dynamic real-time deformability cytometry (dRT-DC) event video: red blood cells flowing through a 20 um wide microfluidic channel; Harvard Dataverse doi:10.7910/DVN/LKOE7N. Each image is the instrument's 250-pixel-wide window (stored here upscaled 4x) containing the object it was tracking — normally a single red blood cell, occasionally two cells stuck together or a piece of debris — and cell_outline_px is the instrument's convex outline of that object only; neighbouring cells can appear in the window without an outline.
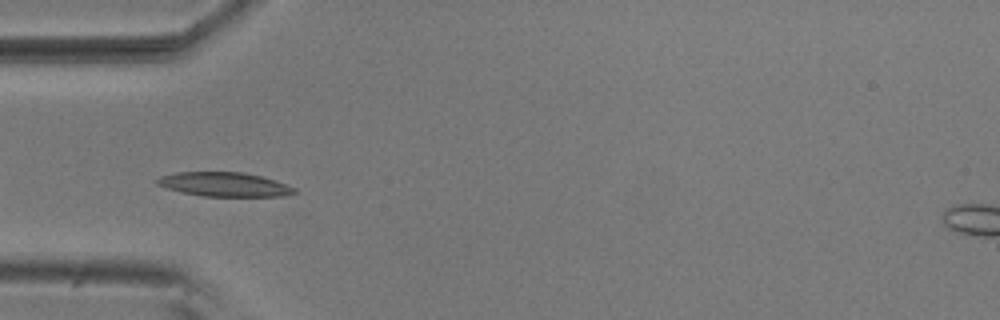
{"species": "common noctule bat (a hibernating species)", "species_latin": "Nyctalus noctula", "temperature_condition": "room temperature", "stored_images_in_passage": 7, "camera_frame_rate_fps": 3000, "um_per_image_px": 0.085, "animal": {"sex": "male", "body_mass_g": 20.5, "forearm_length_mm": 52.5}, "frame": {"image": 1, "passage_image": 5, "time_ms": 1.333, "image_size_px": [1000, 320], "cell_outline_px": [[300, 192], [284, 196], [200, 196], [168, 188], [156, 184], [156, 180], [160, 176], [176, 172], [244, 172], [260, 176], [296, 188]], "centroid_in_image_um": [19.08, 15.67], "position_along_channel_um": 65.9, "area_um2": 19.19}}
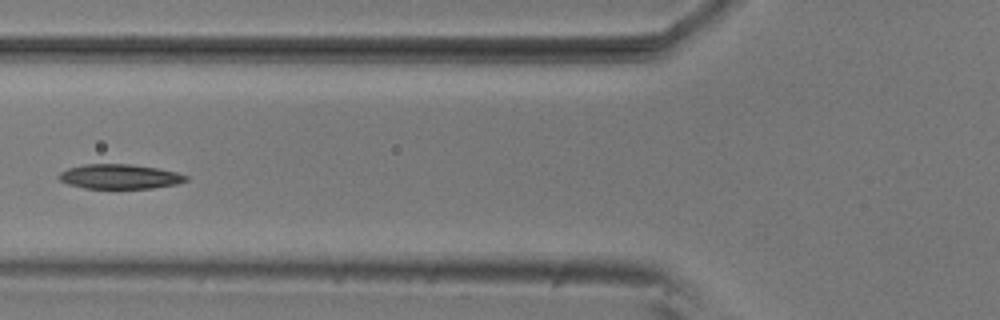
{"frame": {"image": 2, "passage_image": 6, "time_ms": 1.667, "image_size_px": [1000, 320], "cell_outline_px": [[188, 180], [176, 184], [152, 188], [84, 188], [68, 184], [60, 180], [56, 176], [60, 172], [68, 168], [84, 164], [128, 164], [160, 168], [176, 172], [188, 176]], "centroid_in_image_um": [10.16, 15.0], "position_along_channel_um": 115.6, "area_um2": 18.26}}
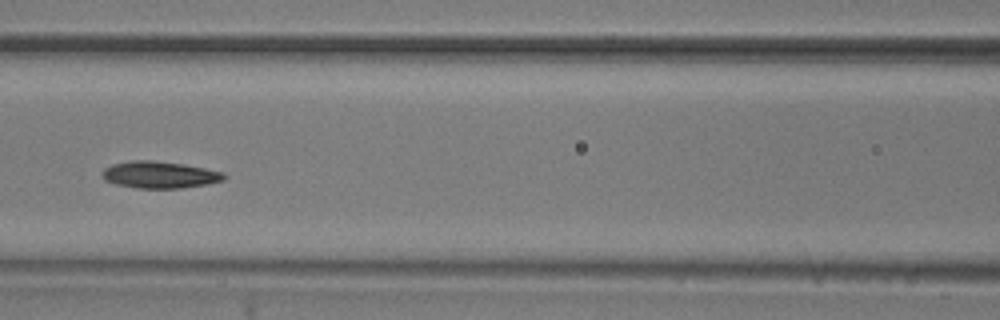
{"frame": {"image": 3, "passage_image": 7, "time_ms": 2.0, "image_size_px": [1000, 320], "cell_outline_px": [[224, 180], [208, 184], [180, 188], [140, 188], [116, 184], [104, 180], [104, 168], [112, 164], [132, 160], [152, 160], [184, 164], [224, 172]], "centroid_in_image_um": [13.58, 14.85], "position_along_channel_um": 153.0, "area_um2": 18.9}}